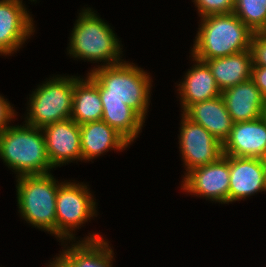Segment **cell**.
I'll use <instances>...</instances> for the list:
<instances>
[{"mask_svg": "<svg viewBox=\"0 0 266 267\" xmlns=\"http://www.w3.org/2000/svg\"><path fill=\"white\" fill-rule=\"evenodd\" d=\"M23 0H0V55L12 56L34 35V19Z\"/></svg>", "mask_w": 266, "mask_h": 267, "instance_id": "10", "label": "cell"}, {"mask_svg": "<svg viewBox=\"0 0 266 267\" xmlns=\"http://www.w3.org/2000/svg\"><path fill=\"white\" fill-rule=\"evenodd\" d=\"M223 155L263 158L266 155V118L235 122L223 143Z\"/></svg>", "mask_w": 266, "mask_h": 267, "instance_id": "14", "label": "cell"}, {"mask_svg": "<svg viewBox=\"0 0 266 267\" xmlns=\"http://www.w3.org/2000/svg\"><path fill=\"white\" fill-rule=\"evenodd\" d=\"M90 7L82 8L70 33L67 54L98 67L123 62V45L113 28Z\"/></svg>", "mask_w": 266, "mask_h": 267, "instance_id": "2", "label": "cell"}, {"mask_svg": "<svg viewBox=\"0 0 266 267\" xmlns=\"http://www.w3.org/2000/svg\"><path fill=\"white\" fill-rule=\"evenodd\" d=\"M56 258H53V260L49 262V265L47 267H68L58 256H55Z\"/></svg>", "mask_w": 266, "mask_h": 267, "instance_id": "27", "label": "cell"}, {"mask_svg": "<svg viewBox=\"0 0 266 267\" xmlns=\"http://www.w3.org/2000/svg\"><path fill=\"white\" fill-rule=\"evenodd\" d=\"M200 21L192 57L204 62L250 50L254 32L233 12L208 15Z\"/></svg>", "mask_w": 266, "mask_h": 267, "instance_id": "3", "label": "cell"}, {"mask_svg": "<svg viewBox=\"0 0 266 267\" xmlns=\"http://www.w3.org/2000/svg\"><path fill=\"white\" fill-rule=\"evenodd\" d=\"M74 75H54L29 95L24 123L43 128L58 121L71 118Z\"/></svg>", "mask_w": 266, "mask_h": 267, "instance_id": "6", "label": "cell"}, {"mask_svg": "<svg viewBox=\"0 0 266 267\" xmlns=\"http://www.w3.org/2000/svg\"><path fill=\"white\" fill-rule=\"evenodd\" d=\"M250 51L253 66L266 67V35L263 33H253Z\"/></svg>", "mask_w": 266, "mask_h": 267, "instance_id": "24", "label": "cell"}, {"mask_svg": "<svg viewBox=\"0 0 266 267\" xmlns=\"http://www.w3.org/2000/svg\"><path fill=\"white\" fill-rule=\"evenodd\" d=\"M95 67L88 74L98 84L103 107L129 106L146 120L153 82L150 73L125 60Z\"/></svg>", "mask_w": 266, "mask_h": 267, "instance_id": "1", "label": "cell"}, {"mask_svg": "<svg viewBox=\"0 0 266 267\" xmlns=\"http://www.w3.org/2000/svg\"><path fill=\"white\" fill-rule=\"evenodd\" d=\"M82 161H92L109 150L122 151L131 145L114 128L99 120L80 125Z\"/></svg>", "mask_w": 266, "mask_h": 267, "instance_id": "17", "label": "cell"}, {"mask_svg": "<svg viewBox=\"0 0 266 267\" xmlns=\"http://www.w3.org/2000/svg\"><path fill=\"white\" fill-rule=\"evenodd\" d=\"M51 165L61 167L73 161L82 162L80 125L71 118L42 128Z\"/></svg>", "mask_w": 266, "mask_h": 267, "instance_id": "11", "label": "cell"}, {"mask_svg": "<svg viewBox=\"0 0 266 267\" xmlns=\"http://www.w3.org/2000/svg\"><path fill=\"white\" fill-rule=\"evenodd\" d=\"M193 65L184 74L183 80L177 84L181 112H185L192 104L219 97L221 90L208 65L194 57Z\"/></svg>", "mask_w": 266, "mask_h": 267, "instance_id": "15", "label": "cell"}, {"mask_svg": "<svg viewBox=\"0 0 266 267\" xmlns=\"http://www.w3.org/2000/svg\"><path fill=\"white\" fill-rule=\"evenodd\" d=\"M68 243L61 242L63 249L58 254L68 267H113L114 251L99 233H89L69 246Z\"/></svg>", "mask_w": 266, "mask_h": 267, "instance_id": "12", "label": "cell"}, {"mask_svg": "<svg viewBox=\"0 0 266 267\" xmlns=\"http://www.w3.org/2000/svg\"><path fill=\"white\" fill-rule=\"evenodd\" d=\"M197 8L200 18L214 15L231 13L234 10L235 0H192Z\"/></svg>", "mask_w": 266, "mask_h": 267, "instance_id": "23", "label": "cell"}, {"mask_svg": "<svg viewBox=\"0 0 266 267\" xmlns=\"http://www.w3.org/2000/svg\"><path fill=\"white\" fill-rule=\"evenodd\" d=\"M0 159L16 178L47 174L54 168L48 158L42 129L26 123L12 124L0 132Z\"/></svg>", "mask_w": 266, "mask_h": 267, "instance_id": "4", "label": "cell"}, {"mask_svg": "<svg viewBox=\"0 0 266 267\" xmlns=\"http://www.w3.org/2000/svg\"><path fill=\"white\" fill-rule=\"evenodd\" d=\"M230 156L192 169L181 181V190L203 199L228 204Z\"/></svg>", "mask_w": 266, "mask_h": 267, "instance_id": "9", "label": "cell"}, {"mask_svg": "<svg viewBox=\"0 0 266 267\" xmlns=\"http://www.w3.org/2000/svg\"><path fill=\"white\" fill-rule=\"evenodd\" d=\"M251 79L266 98V67L252 66Z\"/></svg>", "mask_w": 266, "mask_h": 267, "instance_id": "26", "label": "cell"}, {"mask_svg": "<svg viewBox=\"0 0 266 267\" xmlns=\"http://www.w3.org/2000/svg\"><path fill=\"white\" fill-rule=\"evenodd\" d=\"M86 76L74 75L71 119L79 125L102 120L103 116L98 84L88 73Z\"/></svg>", "mask_w": 266, "mask_h": 267, "instance_id": "19", "label": "cell"}, {"mask_svg": "<svg viewBox=\"0 0 266 267\" xmlns=\"http://www.w3.org/2000/svg\"><path fill=\"white\" fill-rule=\"evenodd\" d=\"M262 163H263V167H264V173H265V180H266V155L261 158Z\"/></svg>", "mask_w": 266, "mask_h": 267, "instance_id": "28", "label": "cell"}, {"mask_svg": "<svg viewBox=\"0 0 266 267\" xmlns=\"http://www.w3.org/2000/svg\"><path fill=\"white\" fill-rule=\"evenodd\" d=\"M228 203L266 192V180L261 158L230 156Z\"/></svg>", "mask_w": 266, "mask_h": 267, "instance_id": "13", "label": "cell"}, {"mask_svg": "<svg viewBox=\"0 0 266 267\" xmlns=\"http://www.w3.org/2000/svg\"><path fill=\"white\" fill-rule=\"evenodd\" d=\"M64 180L56 197V238L59 242L76 241V229L97 217V204L89 185ZM88 186V187H87Z\"/></svg>", "mask_w": 266, "mask_h": 267, "instance_id": "7", "label": "cell"}, {"mask_svg": "<svg viewBox=\"0 0 266 267\" xmlns=\"http://www.w3.org/2000/svg\"><path fill=\"white\" fill-rule=\"evenodd\" d=\"M204 62L210 68L221 92L251 78L253 62L250 50Z\"/></svg>", "mask_w": 266, "mask_h": 267, "instance_id": "20", "label": "cell"}, {"mask_svg": "<svg viewBox=\"0 0 266 267\" xmlns=\"http://www.w3.org/2000/svg\"><path fill=\"white\" fill-rule=\"evenodd\" d=\"M7 100L2 94L0 95V132L11 126V121H15L13 119L17 115L13 105Z\"/></svg>", "mask_w": 266, "mask_h": 267, "instance_id": "25", "label": "cell"}, {"mask_svg": "<svg viewBox=\"0 0 266 267\" xmlns=\"http://www.w3.org/2000/svg\"><path fill=\"white\" fill-rule=\"evenodd\" d=\"M221 96L234 123L259 119L264 115L265 97L251 78L225 89Z\"/></svg>", "mask_w": 266, "mask_h": 267, "instance_id": "16", "label": "cell"}, {"mask_svg": "<svg viewBox=\"0 0 266 267\" xmlns=\"http://www.w3.org/2000/svg\"><path fill=\"white\" fill-rule=\"evenodd\" d=\"M102 120L130 144L142 132L145 120L129 106L103 107Z\"/></svg>", "mask_w": 266, "mask_h": 267, "instance_id": "21", "label": "cell"}, {"mask_svg": "<svg viewBox=\"0 0 266 267\" xmlns=\"http://www.w3.org/2000/svg\"><path fill=\"white\" fill-rule=\"evenodd\" d=\"M263 116L266 118V98H265V108H264V115Z\"/></svg>", "mask_w": 266, "mask_h": 267, "instance_id": "29", "label": "cell"}, {"mask_svg": "<svg viewBox=\"0 0 266 267\" xmlns=\"http://www.w3.org/2000/svg\"><path fill=\"white\" fill-rule=\"evenodd\" d=\"M181 117L178 144L186 170L184 177L192 169L215 162L223 156V144L183 112Z\"/></svg>", "mask_w": 266, "mask_h": 267, "instance_id": "8", "label": "cell"}, {"mask_svg": "<svg viewBox=\"0 0 266 267\" xmlns=\"http://www.w3.org/2000/svg\"><path fill=\"white\" fill-rule=\"evenodd\" d=\"M19 216L29 225L56 238V197L58 182L52 173L16 178Z\"/></svg>", "mask_w": 266, "mask_h": 267, "instance_id": "5", "label": "cell"}, {"mask_svg": "<svg viewBox=\"0 0 266 267\" xmlns=\"http://www.w3.org/2000/svg\"><path fill=\"white\" fill-rule=\"evenodd\" d=\"M184 114L204 127L222 144L229 137L234 124L221 95L192 104Z\"/></svg>", "mask_w": 266, "mask_h": 267, "instance_id": "18", "label": "cell"}, {"mask_svg": "<svg viewBox=\"0 0 266 267\" xmlns=\"http://www.w3.org/2000/svg\"><path fill=\"white\" fill-rule=\"evenodd\" d=\"M233 13L254 33L266 29V0H235Z\"/></svg>", "mask_w": 266, "mask_h": 267, "instance_id": "22", "label": "cell"}]
</instances>
